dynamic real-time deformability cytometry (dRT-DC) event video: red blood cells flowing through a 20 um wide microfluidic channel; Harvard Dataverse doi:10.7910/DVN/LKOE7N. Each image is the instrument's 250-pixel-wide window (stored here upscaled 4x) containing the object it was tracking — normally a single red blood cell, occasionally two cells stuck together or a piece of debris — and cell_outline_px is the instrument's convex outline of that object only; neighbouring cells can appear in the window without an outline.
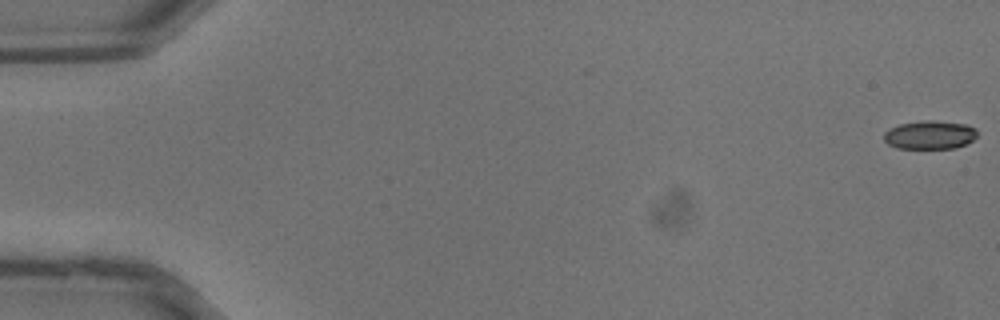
{"species": "common noctule bat (a hibernating species)", "species_latin": "Nyctalus noctula", "temperature_condition": "warm", "stored_images_in_passage": 38, "camera_frame_rate_fps": 3000, "um_per_image_px": 0.085, "animal": {"sex": "male", "body_mass_g": 13.3}, "frame": {"image": 1, "passage_image": 1, "time_ms": 0.0, "image_size_px": [1000, 320], "cell_outline_px": [[976, 136], [972, 140], [956, 148], [896, 148], [888, 144], [884, 140], [884, 132], [888, 128], [900, 124], [924, 120], [932, 120], [968, 124], [976, 128]], "centroid_in_image_um": [79.02, 11.45], "position_along_channel_um": 6.0, "area_um2": 15.55}}
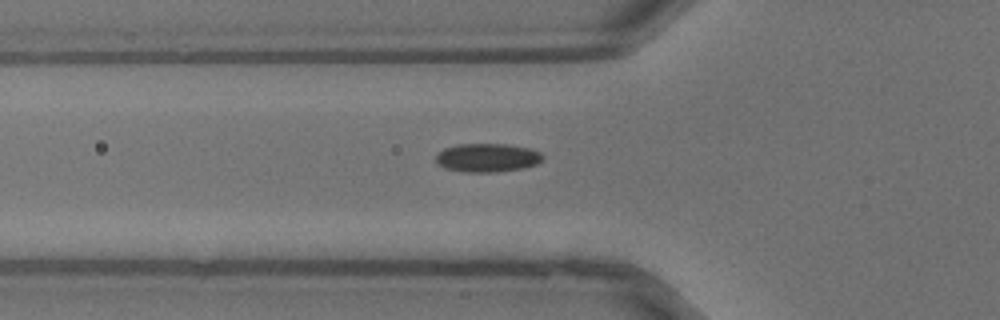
{"frame": {"image": 2, "passage_image": 14, "time_ms": 4.333, "image_size_px": [1000, 320], "cell_outline_px": [[544, 160], [536, 164], [524, 168], [496, 172], [460, 172], [444, 168], [436, 164], [436, 156], [444, 148], [460, 144], [508, 144], [528, 148], [540, 152], [544, 156]], "centroid_in_image_um": [41.42, 13.41], "position_along_channel_um": 84.4, "area_um2": 17.98}}
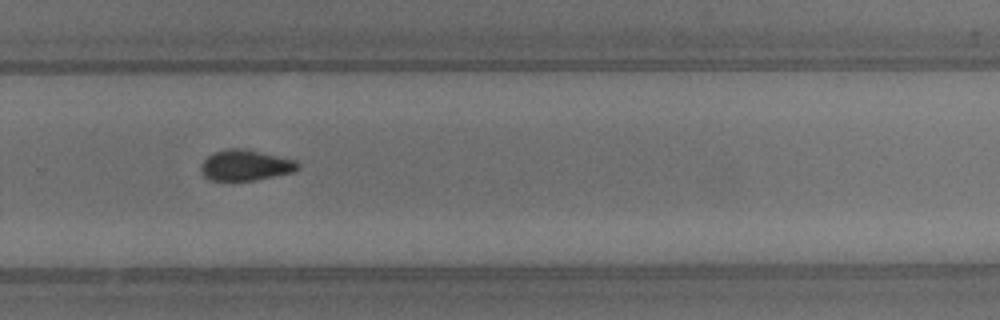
{"frame": {"image": 3, "passage_image": 26, "time_ms": 8.333, "image_size_px": [1000, 320], "cell_outline_px": [[300, 168], [292, 172], [256, 180], [212, 180], [204, 176], [200, 172], [200, 164], [208, 156], [216, 152], [228, 148], [244, 148], [296, 160], [300, 164]], "centroid_in_image_um": [20.87, 14.04], "position_along_channel_um": 308.9, "area_um2": 17.34}}